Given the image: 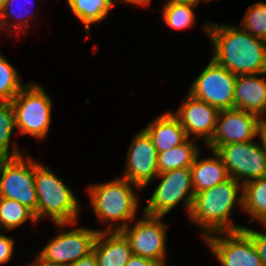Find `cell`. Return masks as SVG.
Returning a JSON list of instances; mask_svg holds the SVG:
<instances>
[{
  "label": "cell",
  "mask_w": 266,
  "mask_h": 266,
  "mask_svg": "<svg viewBox=\"0 0 266 266\" xmlns=\"http://www.w3.org/2000/svg\"><path fill=\"white\" fill-rule=\"evenodd\" d=\"M214 45L212 59L237 75H266V42L246 30L230 25H210L204 29Z\"/></svg>",
  "instance_id": "cell-1"
},
{
  "label": "cell",
  "mask_w": 266,
  "mask_h": 266,
  "mask_svg": "<svg viewBox=\"0 0 266 266\" xmlns=\"http://www.w3.org/2000/svg\"><path fill=\"white\" fill-rule=\"evenodd\" d=\"M239 184L230 177L225 182L194 195L189 216L202 227L205 237L218 232L238 231L244 228L230 222V213L238 191L243 192V185Z\"/></svg>",
  "instance_id": "cell-2"
},
{
  "label": "cell",
  "mask_w": 266,
  "mask_h": 266,
  "mask_svg": "<svg viewBox=\"0 0 266 266\" xmlns=\"http://www.w3.org/2000/svg\"><path fill=\"white\" fill-rule=\"evenodd\" d=\"M35 190L37 193V221L51 216L56 226L77 222L79 205L73 192L48 167L35 161Z\"/></svg>",
  "instance_id": "cell-3"
},
{
  "label": "cell",
  "mask_w": 266,
  "mask_h": 266,
  "mask_svg": "<svg viewBox=\"0 0 266 266\" xmlns=\"http://www.w3.org/2000/svg\"><path fill=\"white\" fill-rule=\"evenodd\" d=\"M130 183V184H129ZM140 187L125 178L89 186L91 204L101 221H124L115 231H121L133 220L138 206L137 196L131 186ZM127 220V222H126Z\"/></svg>",
  "instance_id": "cell-4"
},
{
  "label": "cell",
  "mask_w": 266,
  "mask_h": 266,
  "mask_svg": "<svg viewBox=\"0 0 266 266\" xmlns=\"http://www.w3.org/2000/svg\"><path fill=\"white\" fill-rule=\"evenodd\" d=\"M15 111L16 127L21 135L35 138L46 137L51 122V99L43 88L32 83L25 87L11 101Z\"/></svg>",
  "instance_id": "cell-5"
},
{
  "label": "cell",
  "mask_w": 266,
  "mask_h": 266,
  "mask_svg": "<svg viewBox=\"0 0 266 266\" xmlns=\"http://www.w3.org/2000/svg\"><path fill=\"white\" fill-rule=\"evenodd\" d=\"M35 160L22 156L0 159V197L15 200L30 209L37 220Z\"/></svg>",
  "instance_id": "cell-6"
},
{
  "label": "cell",
  "mask_w": 266,
  "mask_h": 266,
  "mask_svg": "<svg viewBox=\"0 0 266 266\" xmlns=\"http://www.w3.org/2000/svg\"><path fill=\"white\" fill-rule=\"evenodd\" d=\"M156 177L162 180L148 200L144 213L163 217L183 199L190 214L195 195L191 169L179 168L159 173Z\"/></svg>",
  "instance_id": "cell-7"
},
{
  "label": "cell",
  "mask_w": 266,
  "mask_h": 266,
  "mask_svg": "<svg viewBox=\"0 0 266 266\" xmlns=\"http://www.w3.org/2000/svg\"><path fill=\"white\" fill-rule=\"evenodd\" d=\"M237 76L213 59L192 84L189 94L220 110L234 108Z\"/></svg>",
  "instance_id": "cell-8"
},
{
  "label": "cell",
  "mask_w": 266,
  "mask_h": 266,
  "mask_svg": "<svg viewBox=\"0 0 266 266\" xmlns=\"http://www.w3.org/2000/svg\"><path fill=\"white\" fill-rule=\"evenodd\" d=\"M215 152L226 166L229 177L238 182L243 177V184L266 177V154L262 146L253 141L224 144Z\"/></svg>",
  "instance_id": "cell-9"
},
{
  "label": "cell",
  "mask_w": 266,
  "mask_h": 266,
  "mask_svg": "<svg viewBox=\"0 0 266 266\" xmlns=\"http://www.w3.org/2000/svg\"><path fill=\"white\" fill-rule=\"evenodd\" d=\"M203 238L223 266H264L255 244L243 229L218 232Z\"/></svg>",
  "instance_id": "cell-10"
},
{
  "label": "cell",
  "mask_w": 266,
  "mask_h": 266,
  "mask_svg": "<svg viewBox=\"0 0 266 266\" xmlns=\"http://www.w3.org/2000/svg\"><path fill=\"white\" fill-rule=\"evenodd\" d=\"M143 216L145 218L139 220L134 227L130 229L128 225L121 232L128 239L133 254L165 264L168 226L161 221L162 216L146 213Z\"/></svg>",
  "instance_id": "cell-11"
},
{
  "label": "cell",
  "mask_w": 266,
  "mask_h": 266,
  "mask_svg": "<svg viewBox=\"0 0 266 266\" xmlns=\"http://www.w3.org/2000/svg\"><path fill=\"white\" fill-rule=\"evenodd\" d=\"M99 231L80 227L63 232L54 237L38 257L50 264L68 266L92 252Z\"/></svg>",
  "instance_id": "cell-12"
},
{
  "label": "cell",
  "mask_w": 266,
  "mask_h": 266,
  "mask_svg": "<svg viewBox=\"0 0 266 266\" xmlns=\"http://www.w3.org/2000/svg\"><path fill=\"white\" fill-rule=\"evenodd\" d=\"M260 122L258 115L244 110H220L214 134L207 146L215 151L224 144L252 141V138L258 135Z\"/></svg>",
  "instance_id": "cell-13"
},
{
  "label": "cell",
  "mask_w": 266,
  "mask_h": 266,
  "mask_svg": "<svg viewBox=\"0 0 266 266\" xmlns=\"http://www.w3.org/2000/svg\"><path fill=\"white\" fill-rule=\"evenodd\" d=\"M123 178L140 188L145 187L159 174L158 152L151 137L143 129L135 135L127 154V167Z\"/></svg>",
  "instance_id": "cell-14"
},
{
  "label": "cell",
  "mask_w": 266,
  "mask_h": 266,
  "mask_svg": "<svg viewBox=\"0 0 266 266\" xmlns=\"http://www.w3.org/2000/svg\"><path fill=\"white\" fill-rule=\"evenodd\" d=\"M218 113L216 107L188 93L175 116L184 128L187 138L190 134L201 136L207 144L214 134Z\"/></svg>",
  "instance_id": "cell-15"
},
{
  "label": "cell",
  "mask_w": 266,
  "mask_h": 266,
  "mask_svg": "<svg viewBox=\"0 0 266 266\" xmlns=\"http://www.w3.org/2000/svg\"><path fill=\"white\" fill-rule=\"evenodd\" d=\"M112 229L108 225L107 229L99 231L96 236L92 251L96 255L98 266H125L133 255L124 234L121 231L112 233Z\"/></svg>",
  "instance_id": "cell-16"
},
{
  "label": "cell",
  "mask_w": 266,
  "mask_h": 266,
  "mask_svg": "<svg viewBox=\"0 0 266 266\" xmlns=\"http://www.w3.org/2000/svg\"><path fill=\"white\" fill-rule=\"evenodd\" d=\"M257 74L237 75L234 108L258 115L266 112V82Z\"/></svg>",
  "instance_id": "cell-17"
},
{
  "label": "cell",
  "mask_w": 266,
  "mask_h": 266,
  "mask_svg": "<svg viewBox=\"0 0 266 266\" xmlns=\"http://www.w3.org/2000/svg\"><path fill=\"white\" fill-rule=\"evenodd\" d=\"M144 130L151 137L158 153L168 151L187 139L180 121L170 112L157 117Z\"/></svg>",
  "instance_id": "cell-18"
},
{
  "label": "cell",
  "mask_w": 266,
  "mask_h": 266,
  "mask_svg": "<svg viewBox=\"0 0 266 266\" xmlns=\"http://www.w3.org/2000/svg\"><path fill=\"white\" fill-rule=\"evenodd\" d=\"M212 151L215 158H205L199 161L197 154L193 165L190 167L195 194L210 189L230 178L222 159L214 150Z\"/></svg>",
  "instance_id": "cell-19"
},
{
  "label": "cell",
  "mask_w": 266,
  "mask_h": 266,
  "mask_svg": "<svg viewBox=\"0 0 266 266\" xmlns=\"http://www.w3.org/2000/svg\"><path fill=\"white\" fill-rule=\"evenodd\" d=\"M243 185L239 198L242 209L250 213L252 218L266 225V177L252 180Z\"/></svg>",
  "instance_id": "cell-20"
},
{
  "label": "cell",
  "mask_w": 266,
  "mask_h": 266,
  "mask_svg": "<svg viewBox=\"0 0 266 266\" xmlns=\"http://www.w3.org/2000/svg\"><path fill=\"white\" fill-rule=\"evenodd\" d=\"M188 138L180 145L174 148L158 153V170L159 173L179 169L190 168L199 153V148L194 144V140L187 141Z\"/></svg>",
  "instance_id": "cell-21"
},
{
  "label": "cell",
  "mask_w": 266,
  "mask_h": 266,
  "mask_svg": "<svg viewBox=\"0 0 266 266\" xmlns=\"http://www.w3.org/2000/svg\"><path fill=\"white\" fill-rule=\"evenodd\" d=\"M71 11L85 24L89 34L90 24L102 21L114 6L112 0H67Z\"/></svg>",
  "instance_id": "cell-22"
},
{
  "label": "cell",
  "mask_w": 266,
  "mask_h": 266,
  "mask_svg": "<svg viewBox=\"0 0 266 266\" xmlns=\"http://www.w3.org/2000/svg\"><path fill=\"white\" fill-rule=\"evenodd\" d=\"M16 127L15 111L11 102H0V159L22 156L17 146L9 154V144L13 128Z\"/></svg>",
  "instance_id": "cell-23"
},
{
  "label": "cell",
  "mask_w": 266,
  "mask_h": 266,
  "mask_svg": "<svg viewBox=\"0 0 266 266\" xmlns=\"http://www.w3.org/2000/svg\"><path fill=\"white\" fill-rule=\"evenodd\" d=\"M30 219L37 222L34 213L19 202L0 197V229L7 230L18 227Z\"/></svg>",
  "instance_id": "cell-24"
},
{
  "label": "cell",
  "mask_w": 266,
  "mask_h": 266,
  "mask_svg": "<svg viewBox=\"0 0 266 266\" xmlns=\"http://www.w3.org/2000/svg\"><path fill=\"white\" fill-rule=\"evenodd\" d=\"M24 87L16 69L0 55V102H11Z\"/></svg>",
  "instance_id": "cell-25"
},
{
  "label": "cell",
  "mask_w": 266,
  "mask_h": 266,
  "mask_svg": "<svg viewBox=\"0 0 266 266\" xmlns=\"http://www.w3.org/2000/svg\"><path fill=\"white\" fill-rule=\"evenodd\" d=\"M191 5L167 1L163 8L164 21L174 29L190 28L195 22V14Z\"/></svg>",
  "instance_id": "cell-26"
},
{
  "label": "cell",
  "mask_w": 266,
  "mask_h": 266,
  "mask_svg": "<svg viewBox=\"0 0 266 266\" xmlns=\"http://www.w3.org/2000/svg\"><path fill=\"white\" fill-rule=\"evenodd\" d=\"M242 22L243 30L266 40V3L258 2L248 7Z\"/></svg>",
  "instance_id": "cell-27"
},
{
  "label": "cell",
  "mask_w": 266,
  "mask_h": 266,
  "mask_svg": "<svg viewBox=\"0 0 266 266\" xmlns=\"http://www.w3.org/2000/svg\"><path fill=\"white\" fill-rule=\"evenodd\" d=\"M243 230L251 237L262 263L266 266V234L251 230L247 227H244Z\"/></svg>",
  "instance_id": "cell-28"
},
{
  "label": "cell",
  "mask_w": 266,
  "mask_h": 266,
  "mask_svg": "<svg viewBox=\"0 0 266 266\" xmlns=\"http://www.w3.org/2000/svg\"><path fill=\"white\" fill-rule=\"evenodd\" d=\"M14 249V240L0 234V264L6 263L11 259Z\"/></svg>",
  "instance_id": "cell-29"
},
{
  "label": "cell",
  "mask_w": 266,
  "mask_h": 266,
  "mask_svg": "<svg viewBox=\"0 0 266 266\" xmlns=\"http://www.w3.org/2000/svg\"><path fill=\"white\" fill-rule=\"evenodd\" d=\"M13 2H17V4L13 5L14 4ZM16 5H19L18 1H14V0H6L5 1L4 7L0 10V27L1 28H4L7 26L6 25L7 24L6 18L9 17V14L15 15V17L17 18L16 20L21 19V17H24V15H25L24 12H23V14L18 13V15H17V12L15 11L16 9L12 8V6H16ZM8 7L9 8L11 7L12 9H10V11H9Z\"/></svg>",
  "instance_id": "cell-30"
},
{
  "label": "cell",
  "mask_w": 266,
  "mask_h": 266,
  "mask_svg": "<svg viewBox=\"0 0 266 266\" xmlns=\"http://www.w3.org/2000/svg\"><path fill=\"white\" fill-rule=\"evenodd\" d=\"M159 263L154 260L133 254L125 266H158Z\"/></svg>",
  "instance_id": "cell-31"
},
{
  "label": "cell",
  "mask_w": 266,
  "mask_h": 266,
  "mask_svg": "<svg viewBox=\"0 0 266 266\" xmlns=\"http://www.w3.org/2000/svg\"><path fill=\"white\" fill-rule=\"evenodd\" d=\"M68 266H98L95 253L92 251L87 256L82 257L77 262H74Z\"/></svg>",
  "instance_id": "cell-32"
},
{
  "label": "cell",
  "mask_w": 266,
  "mask_h": 266,
  "mask_svg": "<svg viewBox=\"0 0 266 266\" xmlns=\"http://www.w3.org/2000/svg\"><path fill=\"white\" fill-rule=\"evenodd\" d=\"M259 137L261 138V146L266 154V122H260L259 129H258Z\"/></svg>",
  "instance_id": "cell-33"
},
{
  "label": "cell",
  "mask_w": 266,
  "mask_h": 266,
  "mask_svg": "<svg viewBox=\"0 0 266 266\" xmlns=\"http://www.w3.org/2000/svg\"><path fill=\"white\" fill-rule=\"evenodd\" d=\"M168 1L174 2V3L191 5L195 7L200 0H168Z\"/></svg>",
  "instance_id": "cell-34"
},
{
  "label": "cell",
  "mask_w": 266,
  "mask_h": 266,
  "mask_svg": "<svg viewBox=\"0 0 266 266\" xmlns=\"http://www.w3.org/2000/svg\"><path fill=\"white\" fill-rule=\"evenodd\" d=\"M28 266H61V265L50 264V263L43 261L41 258L37 257L35 263H33L32 265H28Z\"/></svg>",
  "instance_id": "cell-35"
},
{
  "label": "cell",
  "mask_w": 266,
  "mask_h": 266,
  "mask_svg": "<svg viewBox=\"0 0 266 266\" xmlns=\"http://www.w3.org/2000/svg\"><path fill=\"white\" fill-rule=\"evenodd\" d=\"M125 2L146 6L147 4H149L150 0H125Z\"/></svg>",
  "instance_id": "cell-36"
},
{
  "label": "cell",
  "mask_w": 266,
  "mask_h": 266,
  "mask_svg": "<svg viewBox=\"0 0 266 266\" xmlns=\"http://www.w3.org/2000/svg\"><path fill=\"white\" fill-rule=\"evenodd\" d=\"M6 0H0V10L4 7Z\"/></svg>",
  "instance_id": "cell-37"
},
{
  "label": "cell",
  "mask_w": 266,
  "mask_h": 266,
  "mask_svg": "<svg viewBox=\"0 0 266 266\" xmlns=\"http://www.w3.org/2000/svg\"><path fill=\"white\" fill-rule=\"evenodd\" d=\"M266 113V112H265ZM261 122H266V120H264L263 118H261Z\"/></svg>",
  "instance_id": "cell-38"
}]
</instances>
